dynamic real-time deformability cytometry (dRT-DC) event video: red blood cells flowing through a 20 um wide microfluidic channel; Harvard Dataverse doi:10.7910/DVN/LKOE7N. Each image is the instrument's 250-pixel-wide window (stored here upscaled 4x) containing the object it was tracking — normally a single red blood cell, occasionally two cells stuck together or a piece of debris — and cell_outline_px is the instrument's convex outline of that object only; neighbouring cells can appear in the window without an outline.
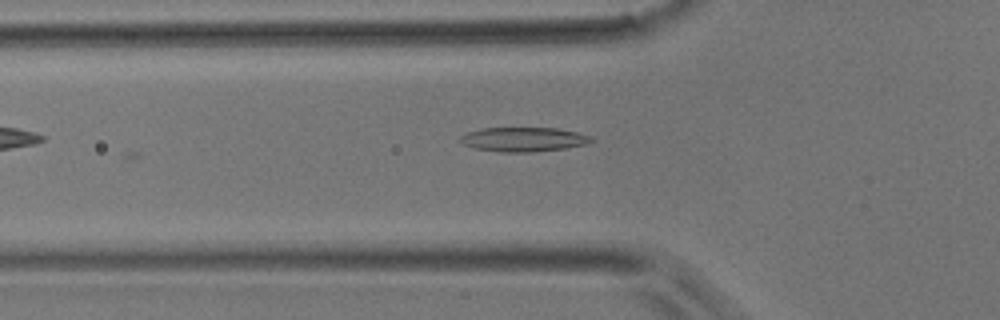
{"species": "common noctule bat (a hibernating species)", "species_latin": "Nyctalus noctula", "temperature_condition": "room temperature", "stored_images_in_passage": 5, "camera_frame_rate_fps": 3000, "um_per_image_px": 0.085, "animal": {"sex": "male", "body_mass_g": 17.9}, "frame": {"image": 1, "passage_image": 5, "time_ms": 1.333, "image_size_px": [1000, 320], "cell_outline_px": [[596, 140], [588, 144], [564, 148], [532, 152], [500, 152], [476, 148], [464, 144], [460, 140], [460, 136], [464, 132], [484, 128], [556, 128], [576, 132], [592, 136]], "centroid_in_image_um": [44.52, 11.84], "position_along_channel_um": 81.3, "area_um2": 18.61}}